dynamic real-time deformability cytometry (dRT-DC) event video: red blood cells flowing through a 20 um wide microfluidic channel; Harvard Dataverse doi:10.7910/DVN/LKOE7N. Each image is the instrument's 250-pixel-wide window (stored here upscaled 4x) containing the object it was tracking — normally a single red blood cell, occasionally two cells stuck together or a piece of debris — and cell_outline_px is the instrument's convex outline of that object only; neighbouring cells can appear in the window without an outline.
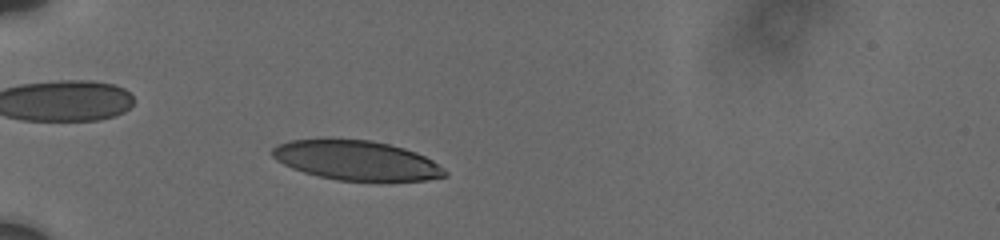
{"species": "human", "species_latin": "Homo sapiens", "temperature_condition": "cold", "stored_images_in_passage": 49, "camera_frame_rate_fps": 3000, "um_per_image_px": 0.085, "donor": {"sex": "male"}, "frame": {"image": 1, "passage_image": 8, "time_ms": 3.0, "image_size_px": [1000, 240], "cell_outline_px": [[448, 176], [428, 180], [388, 184], [336, 180], [304, 172], [292, 168], [276, 160], [272, 156], [272, 148], [288, 140], [324, 136], [368, 140], [388, 144], [404, 148], [416, 152], [432, 160], [444, 168], [448, 172]], "centroid_in_image_um": [30.33, 13.65], "position_along_channel_um": 54.7, "area_um2": 41.67}}
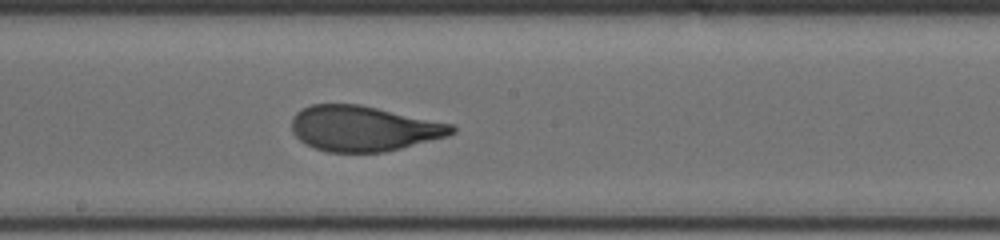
{"frame": {"image": 2, "passage_image": 31, "time_ms": 8.0, "image_size_px": [1000, 240], "cell_outline_px": [[456, 132], [448, 136], [384, 152], [328, 152], [316, 148], [300, 140], [292, 132], [292, 116], [300, 108], [312, 104], [360, 104], [452, 124], [456, 128]], "centroid_in_image_um": [30.89, 10.91], "position_along_channel_um": 217.3, "area_um2": 42.19}}
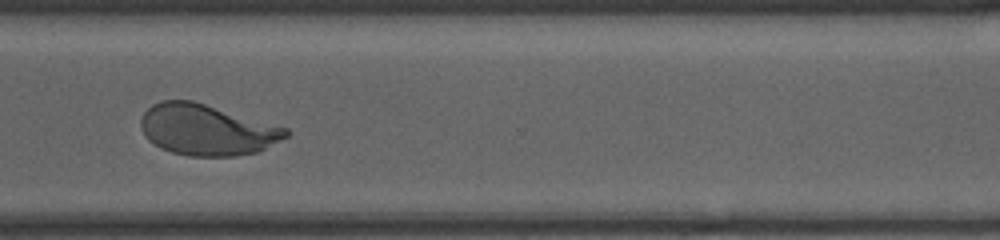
{"frame": {"image": 3, "passage_image": 42, "time_ms": 11.667, "image_size_px": [1000, 240], "cell_outline_px": [[288, 136], [256, 152], [232, 156], [188, 156], [172, 152], [160, 148], [148, 140], [144, 136], [140, 128], [140, 120], [144, 112], [152, 104], [164, 100], [192, 100], [288, 128]], "centroid_in_image_um": [17.53, 11.03], "position_along_channel_um": 353.1, "area_um2": 42.95}, "authors_computed_cell_mechanics": {"area_um2": 42.6564, "velocity_mm_per_s": 3.708, "shape_relaxation_time_tau1_ms": 4.8935, "shape_relaxation_time_tau2_ms": null, "deformation_change_tau1": 0.195, "deformation_change_tau2": null}}